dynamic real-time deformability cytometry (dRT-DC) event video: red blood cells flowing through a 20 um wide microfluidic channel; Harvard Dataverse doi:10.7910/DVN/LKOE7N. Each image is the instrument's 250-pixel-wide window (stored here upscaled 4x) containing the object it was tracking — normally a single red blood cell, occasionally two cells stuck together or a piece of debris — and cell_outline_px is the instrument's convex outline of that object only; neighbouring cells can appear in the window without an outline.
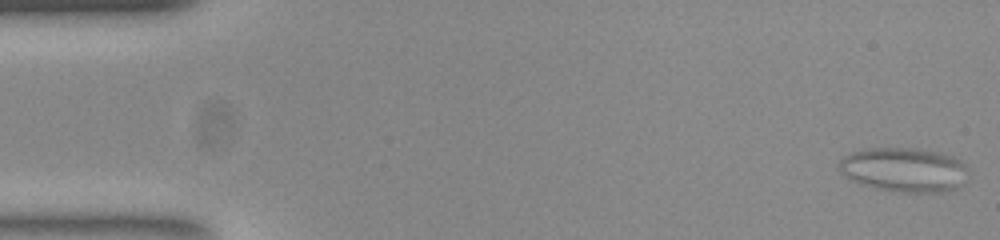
{"species": "common noctule bat (a hibernating species)", "species_latin": "Nyctalus noctula", "temperature_condition": "room temperature", "stored_images_in_passage": 55, "camera_frame_rate_fps": 3000, "um_per_image_px": 0.085, "animal": {"sex": "female", "body_mass_g": 23.0, "forearm_length_mm": 53.4}, "frame": {"image": 1, "passage_image": 1, "time_ms": 0.0, "image_size_px": [1000, 240], "cell_outline_px": [[964, 168], [956, 184], [952, 188], [940, 192], [904, 192], [876, 188], [852, 180], [840, 172], [840, 160], [844, 156], [852, 152], [872, 148], [916, 148], [936, 152], [952, 156], [960, 160], [964, 164]], "centroid_in_image_um": [76.74, 14.4], "position_along_channel_um": 8.3, "area_um2": 32.08}}
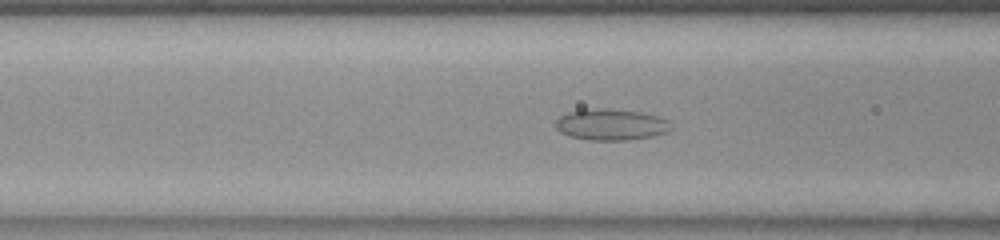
{"frame": {"image": 2, "passage_image": 21, "time_ms": 6.667, "image_size_px": [1000, 240], "cell_outline_px": [[672, 128], [668, 132], [652, 136], [628, 140], [588, 140], [568, 136], [560, 132], [556, 128], [556, 120], [560, 116], [568, 112], [584, 108], [604, 108], [640, 112], [656, 116], [668, 120]], "centroid_in_image_um": [51.91, 10.59], "position_along_channel_um": 114.7, "area_um2": 21.15}}
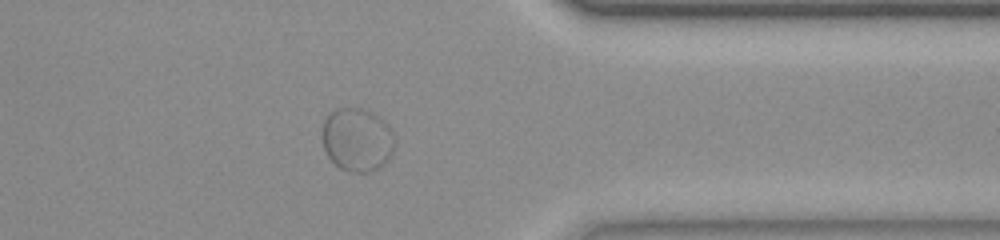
{"frame": {"image": 3, "passage_image": 44, "time_ms": 14.333, "image_size_px": [1000, 240], "cell_outline_px": [[396, 140], [392, 156], [380, 168], [372, 172], [348, 172], [340, 168], [328, 156], [324, 148], [320, 136], [324, 120], [328, 112], [336, 108], [360, 108], [372, 112], [388, 124], [392, 128], [396, 136]], "centroid_in_image_um": [30.37, 11.87], "position_along_channel_um": 381.0, "area_um2": 27.57}}